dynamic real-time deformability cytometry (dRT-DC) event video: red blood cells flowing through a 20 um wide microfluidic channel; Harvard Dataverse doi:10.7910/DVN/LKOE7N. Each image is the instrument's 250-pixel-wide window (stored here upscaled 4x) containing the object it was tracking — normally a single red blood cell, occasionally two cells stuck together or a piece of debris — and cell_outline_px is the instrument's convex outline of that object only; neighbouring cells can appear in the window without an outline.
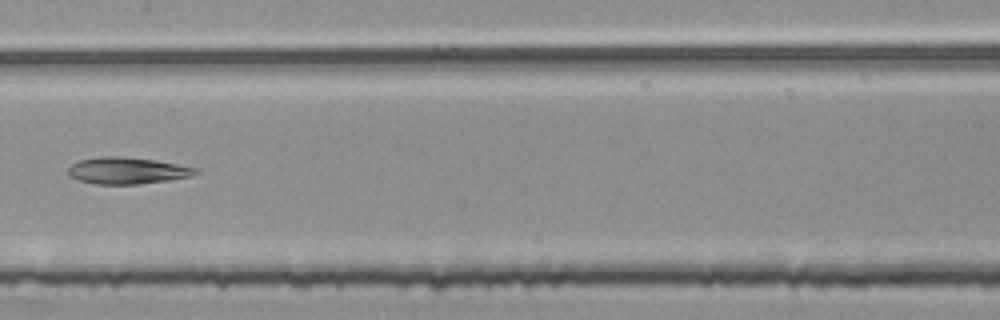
{"species": "common noctule bat (a hibernating species)", "species_latin": "Nyctalus noctula", "temperature_condition": "room temperature", "stored_images_in_passage": 6, "camera_frame_rate_fps": 3000, "um_per_image_px": 0.085, "animal": {"sex": "female", "body_mass_g": 25.1}, "frame": {"image": 1, "passage_image": 6, "time_ms": 1.667, "image_size_px": [1000, 320], "cell_outline_px": [[200, 172], [192, 176], [168, 180], [136, 184], [96, 184], [80, 180], [68, 176], [68, 168], [72, 164], [80, 160], [100, 156], [120, 156], [156, 160], [200, 168]], "centroid_in_image_um": [10.85, 14.49], "position_along_channel_um": 196.6, "area_um2": 19.88}}